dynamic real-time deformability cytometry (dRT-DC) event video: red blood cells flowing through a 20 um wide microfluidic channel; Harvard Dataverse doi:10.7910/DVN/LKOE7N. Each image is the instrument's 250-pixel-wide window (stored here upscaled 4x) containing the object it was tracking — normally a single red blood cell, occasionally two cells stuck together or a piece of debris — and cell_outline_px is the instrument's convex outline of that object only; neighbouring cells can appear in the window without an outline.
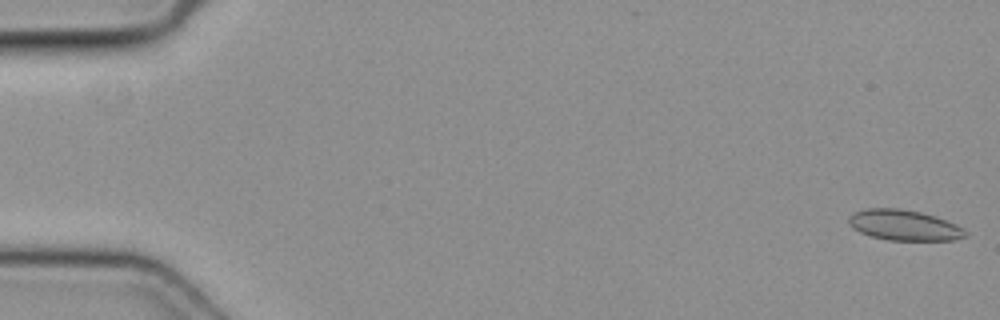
{"species": "common noctule bat (a hibernating species)", "species_latin": "Nyctalus noctula", "temperature_condition": "cold", "stored_images_in_passage": 10, "camera_frame_rate_fps": 3000, "um_per_image_px": 0.085, "animal": {"sex": "female", "body_mass_g": 19.3, "forearm_length_mm": 54.1}, "frame": {"image": 1, "passage_image": 1, "time_ms": 0.0, "image_size_px": [1000, 320], "cell_outline_px": [[968, 236], [956, 240], [888, 240], [872, 236], [860, 232], [852, 228], [848, 224], [848, 216], [852, 212], [868, 208], [900, 208], [920, 212], [936, 216], [956, 224], [964, 228], [968, 232]], "centroid_in_image_um": [76.86, 19.14], "position_along_channel_um": 8.1, "area_um2": 21.04}}